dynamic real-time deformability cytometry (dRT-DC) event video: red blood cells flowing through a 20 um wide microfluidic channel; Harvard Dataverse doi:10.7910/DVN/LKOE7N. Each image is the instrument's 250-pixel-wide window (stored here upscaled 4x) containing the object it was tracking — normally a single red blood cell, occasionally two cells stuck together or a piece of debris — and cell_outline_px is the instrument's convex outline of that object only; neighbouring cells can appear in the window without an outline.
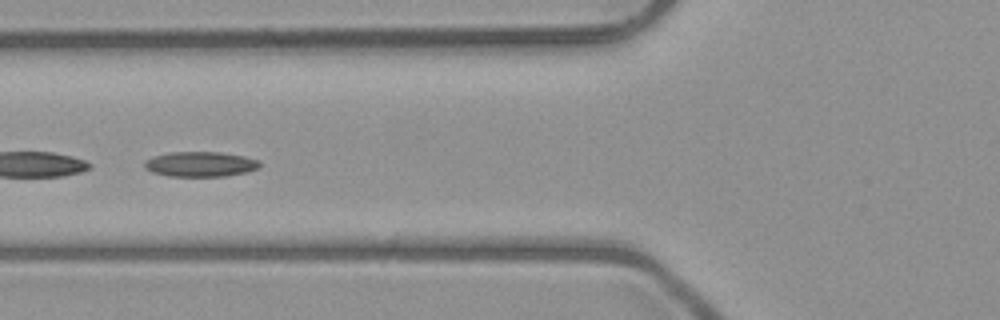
{"species": "common noctule bat (a hibernating species)", "species_latin": "Nyctalus noctula", "temperature_condition": "room temperature", "stored_images_in_passage": 7, "camera_frame_rate_fps": 3000, "um_per_image_px": 0.085, "animal": {"sex": "male", "body_mass_g": 23.1, "forearm_length_mm": 52.7}, "frame": {"image": 1, "passage_image": 6, "time_ms": 5.667, "image_size_px": [1000, 320], "cell_outline_px": [[260, 168], [228, 176], [168, 176], [152, 172], [144, 168], [144, 160], [152, 156], [168, 152], [220, 152], [244, 156], [260, 160]], "centroid_in_image_um": [17.01, 13.95], "position_along_channel_um": 108.8, "area_um2": 16.99}}
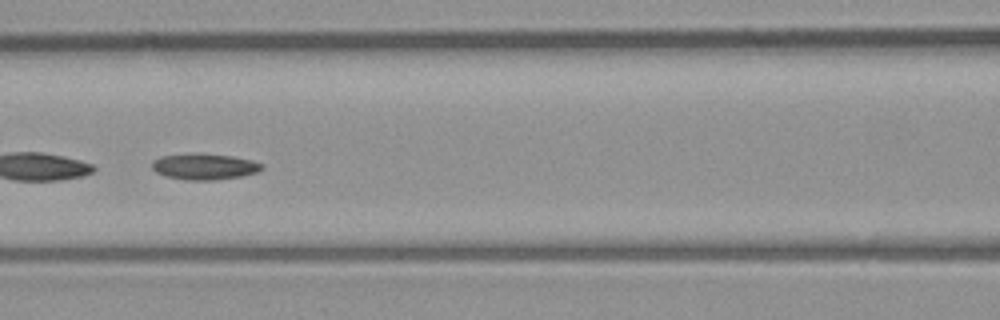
{"frame": {"image": 2, "passage_image": 7, "time_ms": 6.667, "image_size_px": [1000, 320], "cell_outline_px": [[264, 168], [256, 172], [244, 176], [216, 180], [184, 180], [164, 176], [156, 172], [152, 168], [152, 160], [160, 156], [200, 152], [232, 156], [252, 160], [264, 164]], "centroid_in_image_um": [17.37, 14.15], "position_along_channel_um": 149.2, "area_um2": 17.11}}